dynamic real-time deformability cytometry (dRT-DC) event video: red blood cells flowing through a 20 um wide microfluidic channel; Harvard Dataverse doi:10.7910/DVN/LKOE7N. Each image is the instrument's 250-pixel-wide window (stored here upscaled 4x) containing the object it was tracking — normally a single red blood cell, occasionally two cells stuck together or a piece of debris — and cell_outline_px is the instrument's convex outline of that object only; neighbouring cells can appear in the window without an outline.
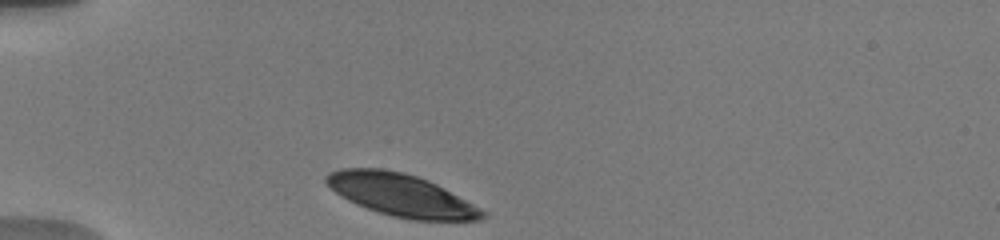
{"species": "human", "species_latin": "Homo sapiens", "temperature_condition": "warm", "stored_images_in_passage": 8, "camera_frame_rate_fps": 3000, "um_per_image_px": 0.085, "donor": {"sex": "male"}, "frame": {"image": 1, "passage_image": 1, "time_ms": 0.0, "image_size_px": [1000, 240], "cell_outline_px": [[488, 216], [480, 220], [412, 220], [392, 216], [376, 212], [356, 204], [340, 196], [324, 180], [324, 176], [328, 172], [340, 168], [380, 168], [404, 172], [428, 180], [444, 188], [488, 212]], "centroid_in_image_um": [34.09, 16.58], "position_along_channel_um": 50.9, "area_um2": 38.67}}
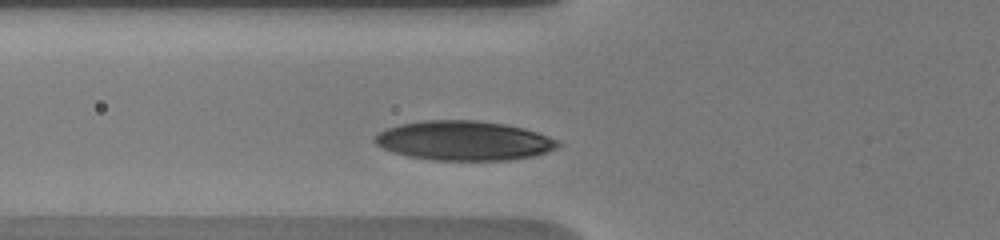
{"frame": {"image": 2, "passage_image": 5, "time_ms": 1.667, "image_size_px": [1000, 240], "cell_outline_px": [[560, 144], [556, 148], [548, 152], [536, 156], [512, 160], [432, 160], [408, 156], [392, 152], [380, 148], [372, 140], [380, 132], [388, 128], [404, 124], [428, 120], [480, 120], [504, 124], [524, 128], [560, 140]], "centroid_in_image_um": [39.47, 11.97], "position_along_channel_um": 86.3, "area_um2": 42.25}}
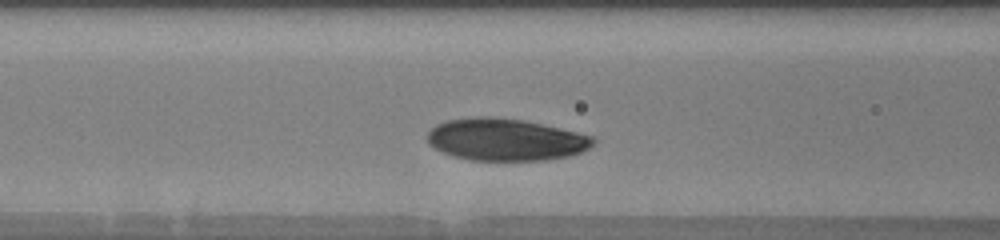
{"frame": {"image": 3, "passage_image": 7, "time_ms": 2.667, "image_size_px": [1000, 240], "cell_outline_px": [[596, 144], [580, 152], [568, 156], [544, 160], [468, 160], [444, 152], [428, 144], [428, 132], [436, 124], [444, 120], [472, 116], [488, 116], [520, 120], [560, 128], [596, 136]], "centroid_in_image_um": [42.99, 11.85], "position_along_channel_um": 123.6, "area_um2": 40.69}}